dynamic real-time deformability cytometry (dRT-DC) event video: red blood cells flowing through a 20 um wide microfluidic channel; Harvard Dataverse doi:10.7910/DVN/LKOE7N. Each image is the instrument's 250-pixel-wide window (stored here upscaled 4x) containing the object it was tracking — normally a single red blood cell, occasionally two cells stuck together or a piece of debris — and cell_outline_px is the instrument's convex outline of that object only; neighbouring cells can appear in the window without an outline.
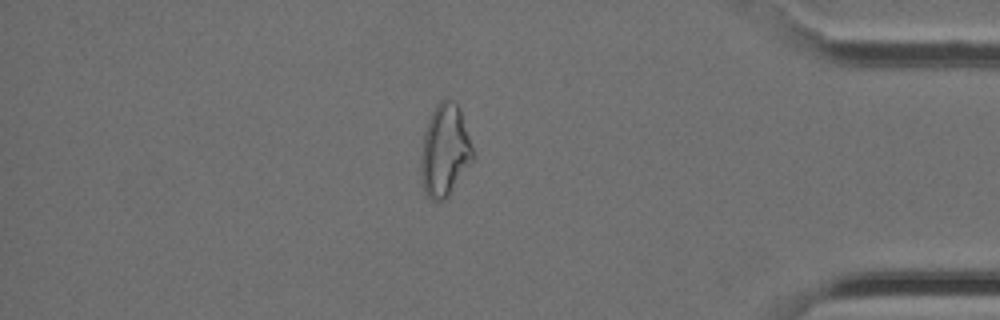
{"species": "Egyptian fruit bat (a non-hibernating species)", "species_latin": "Rousettus aegyptiacus", "temperature_condition": "cold", "stored_images_in_passage": 41, "camera_frame_rate_fps": 3000, "um_per_image_px": 0.085, "animal": {"sex": "female"}, "frame": {"image": 1, "passage_image": 35, "time_ms": 11.333, "image_size_px": [1000, 320], "cell_outline_px": [[476, 156], [448, 196], [444, 200], [432, 200], [424, 192], [420, 172], [420, 164], [424, 132], [428, 120], [436, 104], [444, 96], [448, 96], [456, 100], [460, 108]], "centroid_in_image_um": [37.82, 12.73], "position_along_channel_um": 397.4, "area_um2": 28.38}}